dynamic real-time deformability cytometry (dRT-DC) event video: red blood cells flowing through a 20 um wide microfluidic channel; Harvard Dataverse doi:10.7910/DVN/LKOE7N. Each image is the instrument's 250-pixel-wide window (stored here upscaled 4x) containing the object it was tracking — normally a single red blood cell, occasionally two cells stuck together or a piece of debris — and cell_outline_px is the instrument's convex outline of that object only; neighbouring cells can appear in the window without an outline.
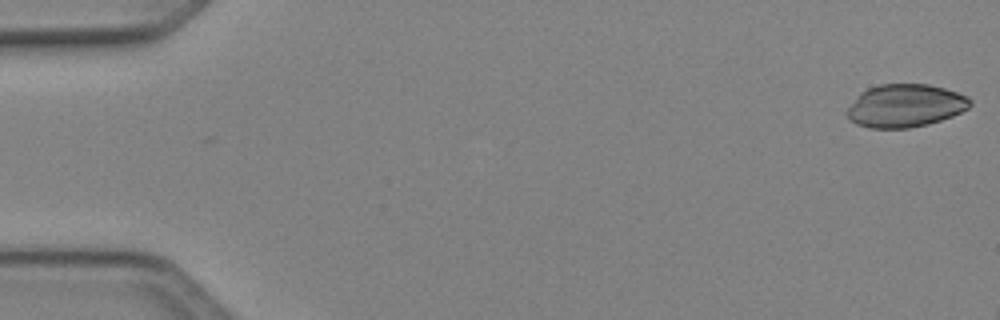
{"species": "Egyptian fruit bat (a non-hibernating species)", "species_latin": "Rousettus aegyptiacus", "temperature_condition": "cold", "stored_images_in_passage": 9, "camera_frame_rate_fps": 3000, "um_per_image_px": 0.085, "animal": {"sex": "female"}, "frame": {"image": 1, "passage_image": 1, "time_ms": 0.0, "image_size_px": [1000, 320], "cell_outline_px": [[972, 104], [968, 108], [952, 116], [928, 124], [908, 128], [868, 128], [856, 124], [848, 120], [844, 112], [856, 96], [860, 92], [868, 88], [880, 84], [928, 84], [944, 88], [968, 96], [972, 100]], "centroid_in_image_um": [76.9, 8.99], "position_along_channel_um": 8.1, "area_um2": 31.1}}